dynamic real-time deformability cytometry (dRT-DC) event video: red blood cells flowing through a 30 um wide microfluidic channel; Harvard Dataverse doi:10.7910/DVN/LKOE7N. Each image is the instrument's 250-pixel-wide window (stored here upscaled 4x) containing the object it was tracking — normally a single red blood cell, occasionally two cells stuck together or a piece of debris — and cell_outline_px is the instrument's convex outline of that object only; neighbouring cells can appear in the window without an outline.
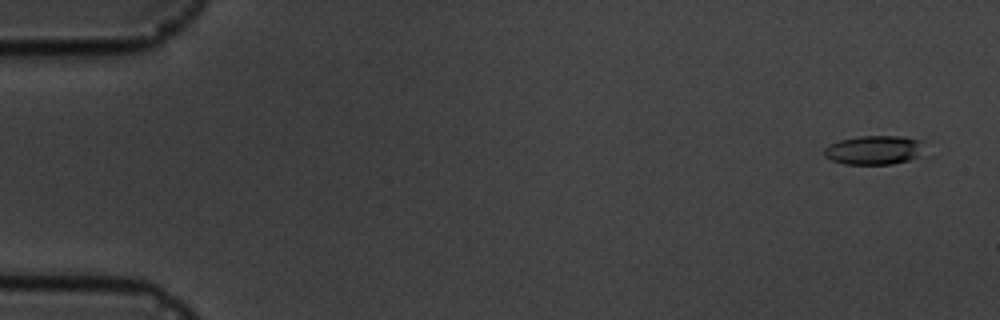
{"species": "common noctule bat (a hibernating species)", "species_latin": "Nyctalus noctula", "temperature_condition": "cold", "stored_images_in_passage": 5, "camera_frame_rate_fps": 3000, "um_per_image_px": 0.085, "animal": {"sex": "male", "body_mass_g": 19.5, "forearm_length_mm": 54.6}, "frame": {"image": 1, "passage_image": 1, "time_ms": 0.0, "image_size_px": [1000, 320], "cell_outline_px": [[924, 140], [920, 156], [908, 160], [892, 164], [844, 164], [832, 160], [824, 156], [824, 148], [840, 140], [860, 136], [900, 136]], "centroid_in_image_um": [74.32, 12.75], "position_along_channel_um": 10.7, "area_um2": 16.94}}
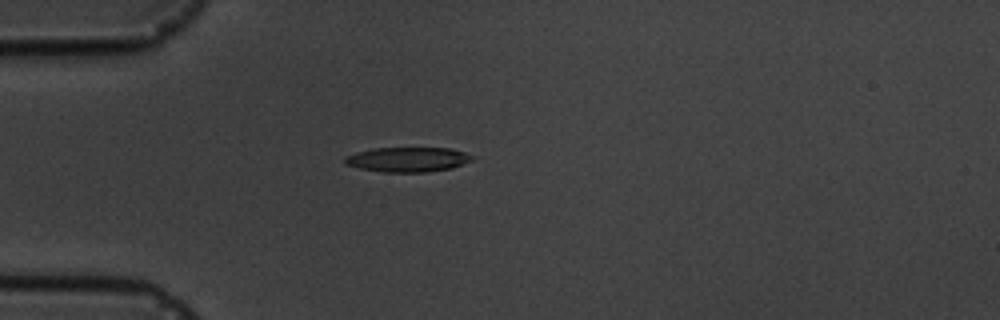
{"frame": {"image": 2, "passage_image": 4, "time_ms": 4.333, "image_size_px": [1000, 320], "cell_outline_px": [[476, 160], [452, 168], [424, 172], [384, 172], [360, 168], [344, 164], [344, 156], [356, 152], [376, 148], [452, 148], [476, 156]], "centroid_in_image_um": [34.71, 13.55], "position_along_channel_um": 50.3, "area_um2": 18.55}}